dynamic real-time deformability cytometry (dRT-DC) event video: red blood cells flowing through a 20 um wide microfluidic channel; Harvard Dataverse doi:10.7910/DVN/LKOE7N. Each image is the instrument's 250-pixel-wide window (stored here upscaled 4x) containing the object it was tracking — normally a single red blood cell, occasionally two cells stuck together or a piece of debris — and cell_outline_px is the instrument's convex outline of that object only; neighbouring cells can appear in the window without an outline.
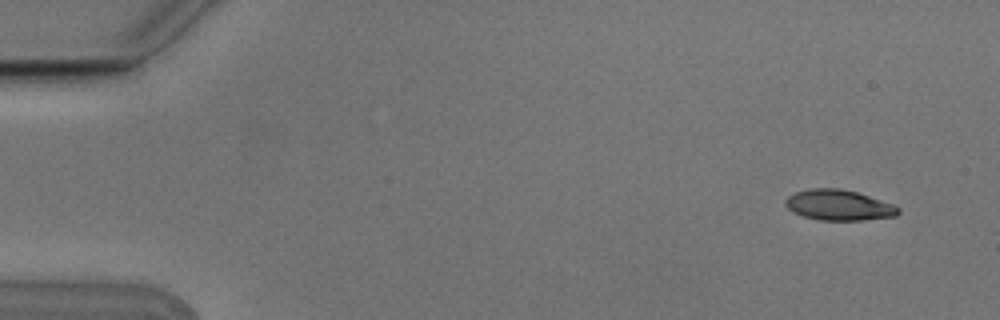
{"species": "Egyptian fruit bat (a non-hibernating species)", "species_latin": "Rousettus aegyptiacus", "temperature_condition": "cold", "stored_images_in_passage": 3, "camera_frame_rate_fps": 3000, "um_per_image_px": 0.085, "animal": {"sex": "male"}, "frame": {"image": 1, "passage_image": 1, "time_ms": 0.0, "image_size_px": [1000, 320], "cell_outline_px": [[900, 212], [896, 216], [860, 220], [820, 220], [804, 216], [792, 212], [784, 204], [784, 200], [788, 196], [796, 192], [808, 188], [840, 188], [856, 192], [892, 204], [900, 208]], "centroid_in_image_um": [71.26, 17.43], "position_along_channel_um": 13.7, "area_um2": 20.0}}